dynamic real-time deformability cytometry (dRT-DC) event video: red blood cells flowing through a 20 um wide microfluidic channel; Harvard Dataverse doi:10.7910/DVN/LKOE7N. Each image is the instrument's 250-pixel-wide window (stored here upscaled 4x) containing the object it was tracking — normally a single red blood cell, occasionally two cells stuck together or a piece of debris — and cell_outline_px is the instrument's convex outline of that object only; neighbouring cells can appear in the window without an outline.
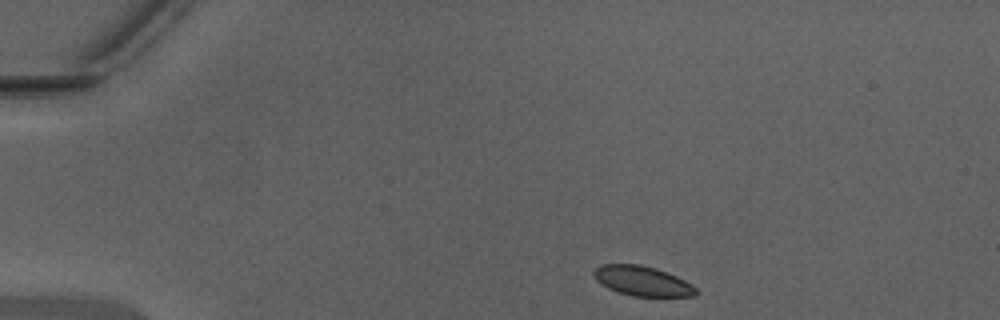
{"species": "Egyptian fruit bat (a non-hibernating species)", "species_latin": "Rousettus aegyptiacus", "temperature_condition": "warm", "stored_images_in_passage": 40, "camera_frame_rate_fps": 3000, "um_per_image_px": 0.085, "animal": {"sex": "male"}, "frame": {"image": 1, "passage_image": 1, "time_ms": 0.0, "image_size_px": [1000, 320], "cell_outline_px": [[696, 296], [632, 296], [608, 288], [600, 284], [596, 280], [592, 272], [600, 264], [640, 264], [656, 268], [668, 272], [692, 284], [696, 288]], "centroid_in_image_um": [54.58, 23.87], "position_along_channel_um": 30.4, "area_um2": 17.74}}
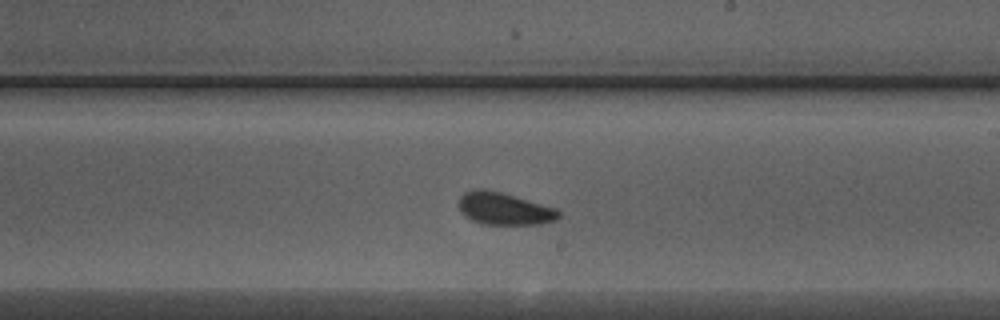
{"frame": {"image": 2, "passage_image": 21, "time_ms": 6.667, "image_size_px": [1000, 320], "cell_outline_px": [[560, 216], [556, 220], [540, 224], [484, 224], [472, 220], [464, 216], [460, 212], [456, 204], [460, 196], [464, 192], [472, 188], [484, 188], [500, 192], [556, 208], [560, 212]], "centroid_in_image_um": [42.79, 17.72], "position_along_channel_um": 246.2, "area_um2": 19.02}}
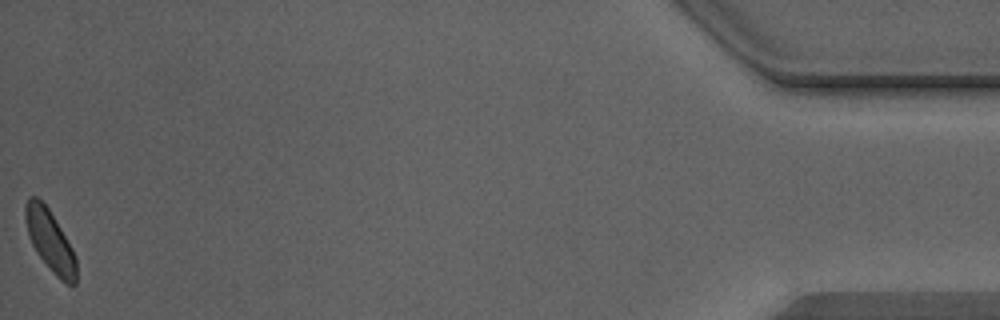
{"frame": {"image": 3, "passage_image": 40, "time_ms": 13.0, "image_size_px": [1000, 320], "cell_outline_px": [[76, 284], [72, 288], [60, 280], [52, 272], [36, 252], [32, 244], [24, 220], [24, 208], [28, 196], [36, 196], [48, 208], [72, 248], [76, 256]], "centroid_in_image_um": [4.25, 20.49], "position_along_channel_um": 430.9, "area_um2": 18.21}, "authors_computed_cell_mechanics": {"area_um2": 18.8139, "velocity_mm_per_s": 4.347, "shape_relaxation_time_tau1_ms": 1.1993, "shape_relaxation_time_tau2_ms": null, "deformation_change_tau1": 0.0584, "deformation_change_tau2": null}}